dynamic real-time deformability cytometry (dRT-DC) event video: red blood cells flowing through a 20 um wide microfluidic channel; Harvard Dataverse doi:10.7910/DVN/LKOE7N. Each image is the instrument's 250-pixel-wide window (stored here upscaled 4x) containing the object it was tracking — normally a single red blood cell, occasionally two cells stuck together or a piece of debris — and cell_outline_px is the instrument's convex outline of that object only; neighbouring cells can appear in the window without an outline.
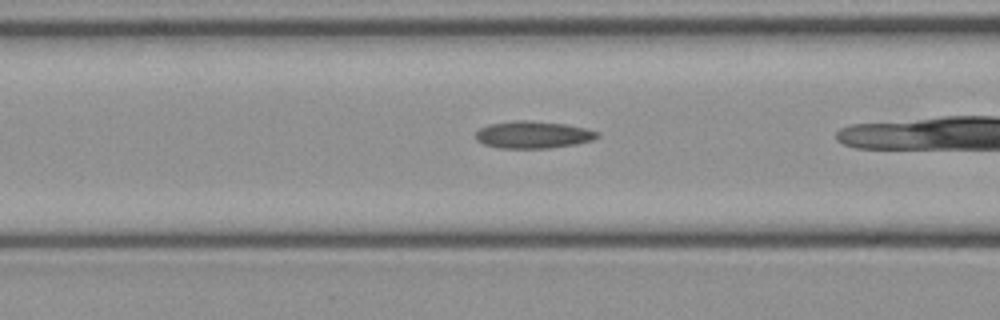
{"species": "common noctule bat (a hibernating species)", "species_latin": "Nyctalus noctula", "temperature_condition": "cold", "stored_images_in_passage": 31, "camera_frame_rate_fps": 3000, "um_per_image_px": 0.085, "animal": {"sex": "female", "body_mass_g": 21.9}, "frame": {"image": 1, "passage_image": 13, "time_ms": 4.0, "image_size_px": [1000, 320], "cell_outline_px": [[600, 136], [592, 140], [576, 144], [548, 148], [496, 148], [484, 144], [476, 140], [476, 132], [480, 128], [488, 124], [516, 120], [528, 120], [564, 124], [584, 128], [600, 132]], "centroid_in_image_um": [45.3, 11.45], "position_along_channel_um": 121.3, "area_um2": 19.31}}
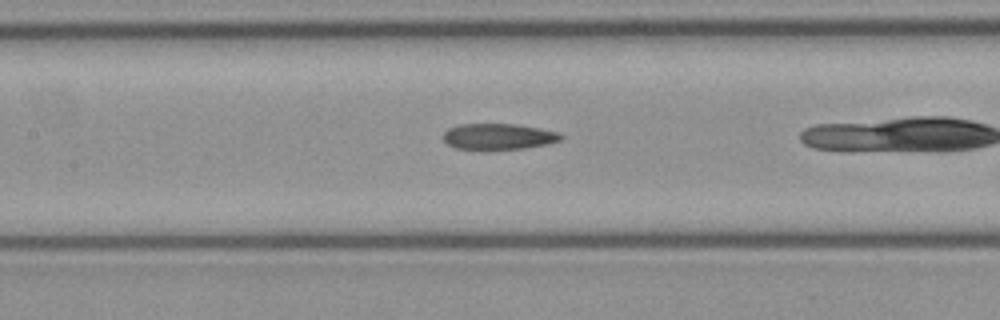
{"frame": {"image": 2, "passage_image": 16, "time_ms": 5.0, "image_size_px": [1000, 320], "cell_outline_px": [[564, 136], [560, 140], [548, 144], [524, 148], [456, 148], [448, 144], [444, 140], [444, 132], [448, 128], [460, 124], [516, 124], [540, 128], [560, 132]], "centroid_in_image_um": [42.41, 11.58], "position_along_channel_um": 165.0, "area_um2": 17.51}}
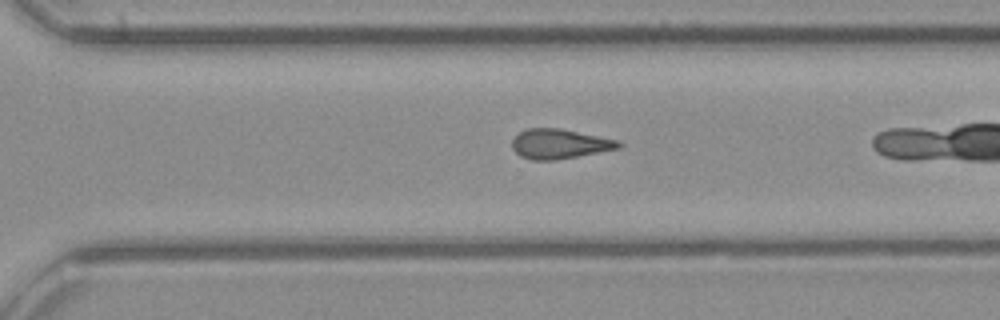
{"frame": {"image": 3, "passage_image": 27, "time_ms": 8.667, "image_size_px": [1000, 320], "cell_outline_px": [[624, 144], [620, 148], [556, 160], [532, 160], [520, 156], [512, 148], [512, 140], [520, 132], [528, 128], [560, 128], [620, 140]], "centroid_in_image_um": [47.59, 12.23], "position_along_channel_um": 323.0, "area_um2": 18.5}}